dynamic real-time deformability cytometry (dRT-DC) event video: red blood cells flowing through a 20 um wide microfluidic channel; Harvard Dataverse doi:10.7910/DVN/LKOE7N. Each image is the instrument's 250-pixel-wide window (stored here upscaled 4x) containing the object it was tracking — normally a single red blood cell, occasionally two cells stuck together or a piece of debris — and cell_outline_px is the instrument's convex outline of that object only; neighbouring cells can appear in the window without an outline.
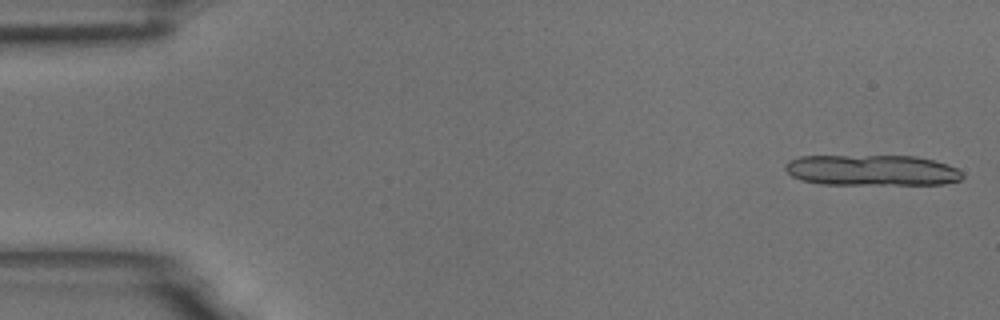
{"species": "common noctule bat (a hibernating species)", "species_latin": "Nyctalus noctula", "temperature_condition": "room temperature", "stored_images_in_passage": 13, "camera_frame_rate_fps": 3000, "um_per_image_px": 0.085, "animal": {"sex": "male", "body_mass_g": 18.8}, "frame": {"image": 1, "passage_image": 2, "time_ms": 0.333, "image_size_px": [1000, 320], "cell_outline_px": [[964, 176], [960, 180], [944, 184], [820, 184], [800, 180], [792, 176], [784, 168], [784, 164], [788, 160], [800, 156], [916, 156], [948, 164], [964, 172]], "centroid_in_image_um": [74.1, 14.47], "position_along_channel_um": 10.9, "area_um2": 32.02}}